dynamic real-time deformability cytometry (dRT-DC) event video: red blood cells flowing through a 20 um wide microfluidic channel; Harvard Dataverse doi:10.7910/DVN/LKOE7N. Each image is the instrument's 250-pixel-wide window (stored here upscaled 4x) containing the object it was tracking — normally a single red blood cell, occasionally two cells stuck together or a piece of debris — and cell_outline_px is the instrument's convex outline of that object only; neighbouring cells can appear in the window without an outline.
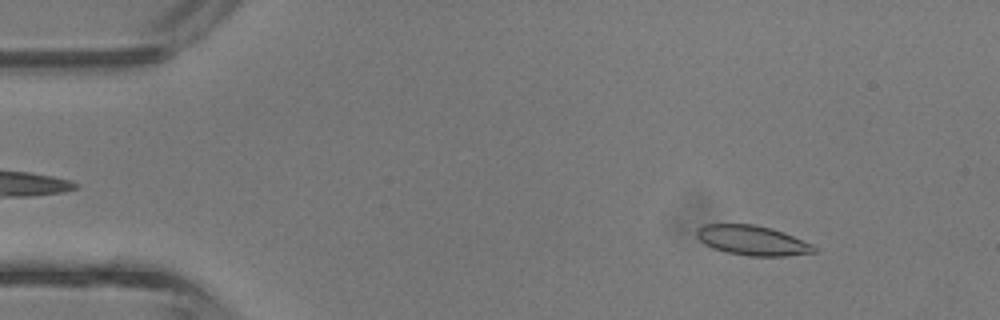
{"species": "common noctule bat (a hibernating species)", "species_latin": "Nyctalus noctula", "temperature_condition": "room temperature", "stored_images_in_passage": 42, "camera_frame_rate_fps": 3000, "um_per_image_px": 0.085, "animal": {"sex": "male", "body_mass_g": 13.3}, "frame": {"image": 1, "passage_image": 6, "time_ms": 1.667, "image_size_px": [1000, 320], "cell_outline_px": [[816, 252], [788, 256], [748, 256], [728, 252], [712, 248], [704, 244], [696, 236], [696, 228], [704, 224], [756, 224], [772, 228], [784, 232], [812, 244], [816, 248]], "centroid_in_image_um": [63.94, 20.43], "position_along_channel_um": 21.1, "area_um2": 20.52}}
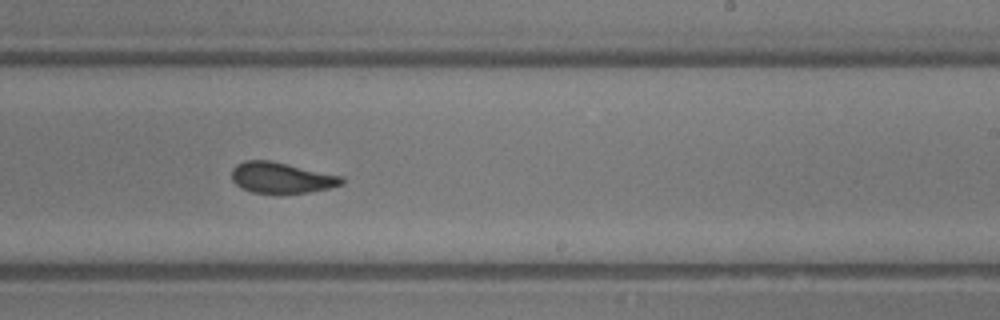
{"frame": {"image": 2, "passage_image": 26, "time_ms": 8.333, "image_size_px": [1000, 320], "cell_outline_px": [[344, 184], [328, 188], [308, 192], [252, 192], [236, 184], [232, 180], [232, 168], [236, 164], [244, 160], [268, 160], [344, 176]], "centroid_in_image_um": [23.93, 15.08], "position_along_channel_um": 265.1, "area_um2": 19.48}}
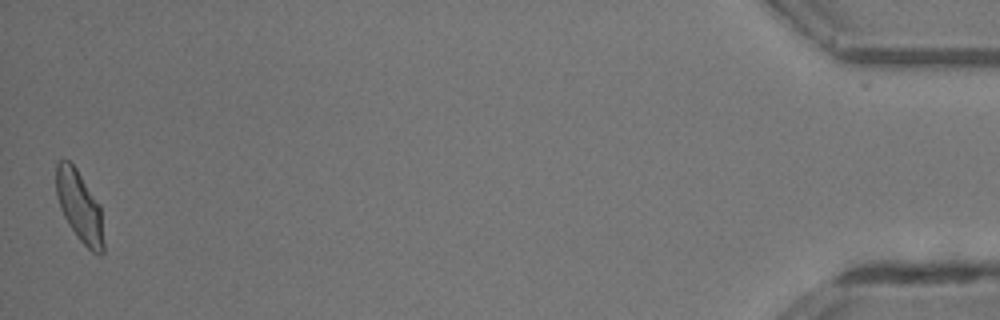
{"frame": {"image": 3, "passage_image": 42, "time_ms": 13.667, "image_size_px": [1000, 320], "cell_outline_px": [[104, 252], [100, 256], [92, 252], [76, 236], [68, 224], [60, 208], [56, 192], [56, 164], [60, 160], [68, 160], [76, 168], [100, 204], [104, 244]], "centroid_in_image_um": [6.77, 17.58], "position_along_channel_um": 428.4, "area_um2": 19.65}, "authors_computed_cell_mechanics": {"area_um2": 19.9988, "velocity_mm_per_s": 4.9204, "shape_relaxation_time_tau1_ms": 5.6177, "shape_relaxation_time_tau2_ms": 0.8899, "deformation_change_tau1": 0.1539, "deformation_change_tau2": 0.0534}}